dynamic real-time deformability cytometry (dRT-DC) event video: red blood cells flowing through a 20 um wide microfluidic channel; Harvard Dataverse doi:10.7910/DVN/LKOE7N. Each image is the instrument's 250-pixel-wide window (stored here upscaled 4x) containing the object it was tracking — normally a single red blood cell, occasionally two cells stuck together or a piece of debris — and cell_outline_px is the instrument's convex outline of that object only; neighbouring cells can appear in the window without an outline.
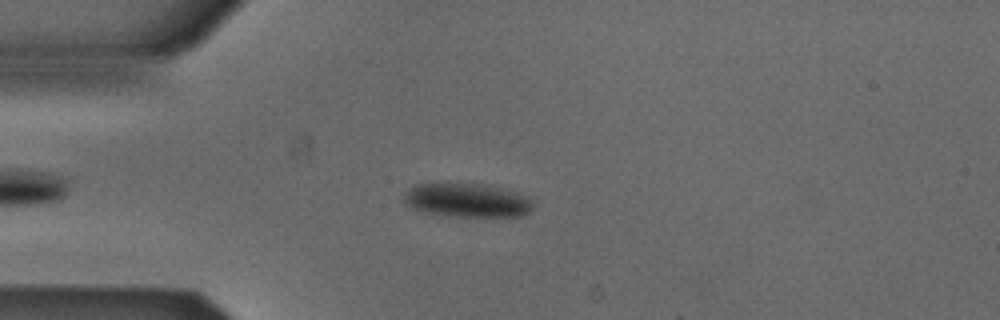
{"species": "Egyptian fruit bat (a non-hibernating species)", "species_latin": "Rousettus aegyptiacus", "temperature_condition": "cold", "stored_images_in_passage": 44, "camera_frame_rate_fps": 3000, "um_per_image_px": 0.085, "animal": {"sex": "male"}, "frame": {"image": 1, "passage_image": 8, "time_ms": 2.333, "image_size_px": [1000, 320], "cell_outline_px": [[532, 208], [528, 212], [520, 216], [448, 216], [424, 212], [408, 208], [404, 204], [404, 192], [416, 184], [484, 184], [500, 188], [528, 196], [532, 200]], "centroid_in_image_um": [39.65, 17.03], "position_along_channel_um": 45.4, "area_um2": 25.37}}
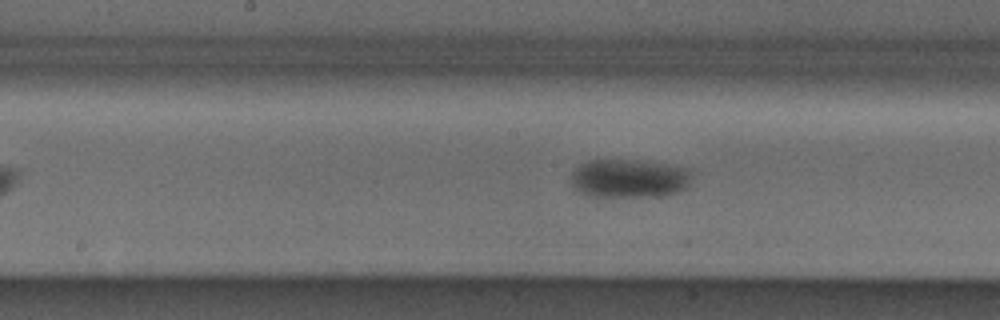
{"frame": {"image": 2, "passage_image": 21, "time_ms": 6.667, "image_size_px": [1000, 320], "cell_outline_px": [[692, 172], [688, 184], [680, 192], [648, 196], [588, 196], [580, 192], [572, 184], [572, 172], [580, 164], [588, 160], [632, 160], [692, 168]], "centroid_in_image_um": [53.48, 15.16], "position_along_channel_um": 194.7, "area_um2": 26.88}}
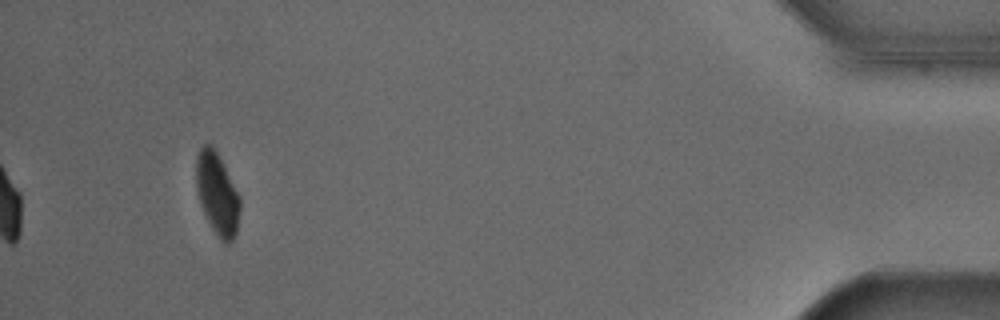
{"frame": {"image": 3, "passage_image": 44, "time_ms": 14.333, "image_size_px": [1000, 320], "cell_outline_px": [[240, 208], [236, 232], [232, 240], [228, 244], [224, 244], [220, 240], [212, 228], [200, 204], [196, 188], [196, 160], [200, 148], [204, 144], [208, 144], [216, 152], [240, 196]], "centroid_in_image_um": [18.46, 16.52], "position_along_channel_um": 416.7, "area_um2": 20.58}, "authors_computed_cell_mechanics": {"area_um2": 25.5476, "velocity_mm_per_s": 3.859, "shape_relaxation_time_tau1_ms": 2.3204, "shape_relaxation_time_tau2_ms": null, "deformation_change_tau1": 0.0441, "deformation_change_tau2": null}}